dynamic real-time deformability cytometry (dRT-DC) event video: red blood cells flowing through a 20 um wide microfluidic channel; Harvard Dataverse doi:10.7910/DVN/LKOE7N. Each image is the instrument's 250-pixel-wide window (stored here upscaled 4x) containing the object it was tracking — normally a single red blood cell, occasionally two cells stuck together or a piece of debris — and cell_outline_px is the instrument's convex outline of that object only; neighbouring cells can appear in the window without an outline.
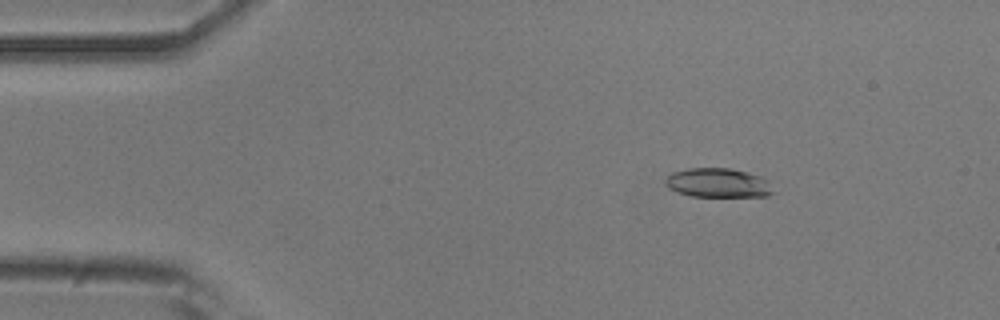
{"species": "common noctule bat (a hibernating species)", "species_latin": "Nyctalus noctula", "temperature_condition": "room temperature", "stored_images_in_passage": 53, "camera_frame_rate_fps": 3000, "um_per_image_px": 0.085, "animal": {"sex": "male", "body_mass_g": 20.5, "forearm_length_mm": 52.5}, "frame": {"image": 1, "passage_image": 7, "time_ms": 2.0, "image_size_px": [1000, 320], "cell_outline_px": [[776, 192], [768, 196], [692, 196], [676, 192], [668, 188], [664, 180], [672, 172], [688, 168], [728, 168], [748, 172], [760, 176], [768, 180]], "centroid_in_image_um": [61.05, 15.54], "position_along_channel_um": 23.9, "area_um2": 18.5}}
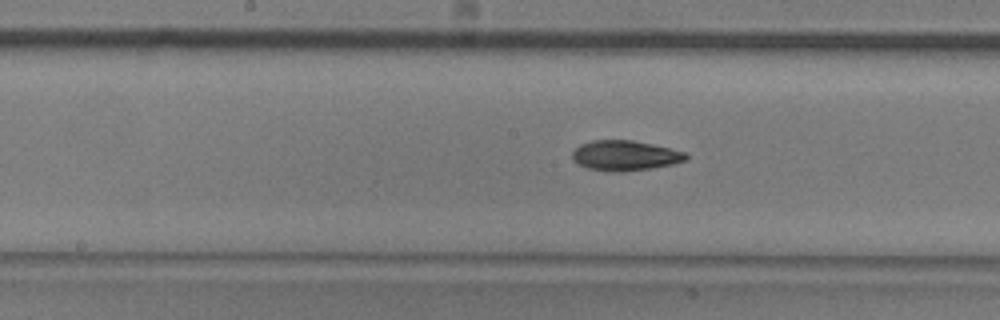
{"frame": {"image": 2, "passage_image": 26, "time_ms": 8.333, "image_size_px": [1000, 320], "cell_outline_px": [[688, 160], [672, 164], [652, 168], [624, 172], [612, 172], [588, 168], [572, 160], [572, 152], [580, 144], [592, 140], [632, 140], [652, 144], [684, 152], [688, 156]], "centroid_in_image_um": [53.11, 13.22], "position_along_channel_um": 195.1, "area_um2": 19.94}}
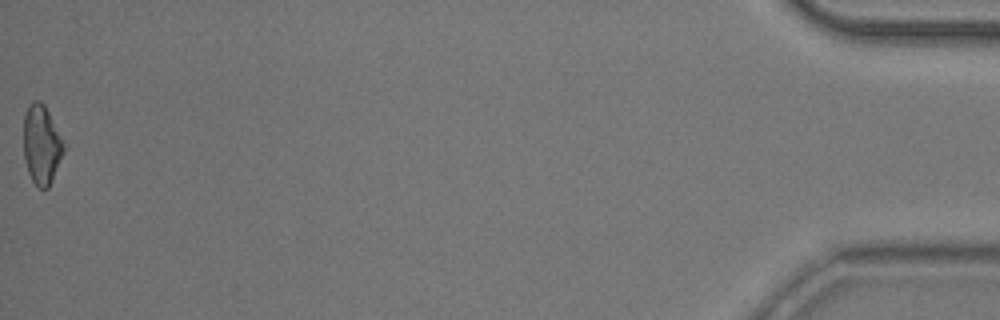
{"frame": {"image": 3, "passage_image": 53, "time_ms": 17.333, "image_size_px": [1000, 320], "cell_outline_px": [[68, 144], [48, 188], [40, 188], [32, 180], [28, 172], [24, 156], [24, 116], [32, 100], [40, 100], [44, 104]], "centroid_in_image_um": [3.58, 12.26], "position_along_channel_um": 431.6, "area_um2": 18.84}, "authors_computed_cell_mechanics": {"area_um2": 19.3052, "velocity_mm_per_s": 3.7571, "shape_relaxation_time_tau1_ms": 5.492, "shape_relaxation_time_tau2_ms": 4.49, "deformation_change_tau1": 0.1523, "deformation_change_tau2": 0.1094}}